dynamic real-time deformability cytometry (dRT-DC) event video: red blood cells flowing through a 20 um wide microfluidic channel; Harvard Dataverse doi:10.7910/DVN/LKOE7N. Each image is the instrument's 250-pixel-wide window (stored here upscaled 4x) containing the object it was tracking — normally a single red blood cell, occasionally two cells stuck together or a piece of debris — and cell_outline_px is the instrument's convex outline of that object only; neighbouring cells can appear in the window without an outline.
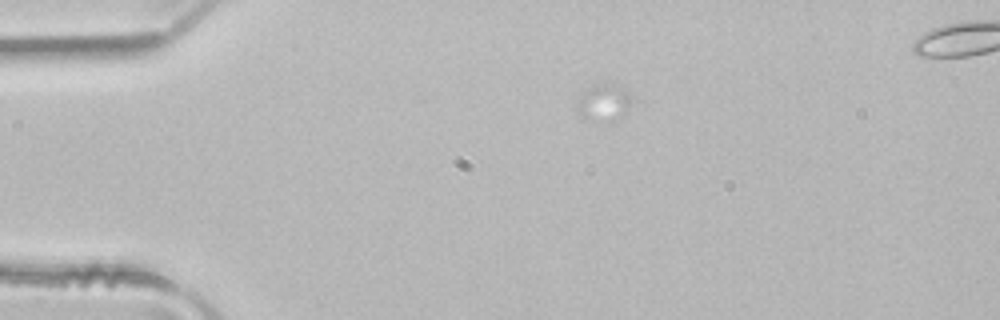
{"species": "common noctule bat (a hibernating species)", "species_latin": "Nyctalus noctula", "temperature_condition": "room temperature", "stored_images_in_passage": 3, "camera_frame_rate_fps": 3000, "um_per_image_px": 0.085, "animal": {"sex": "male", "body_mass_g": 21.5, "forearm_length_mm": 52.0}, "frame": {"image": 1, "passage_image": 1, "time_ms": 0.0, "image_size_px": [1000, 320], "cell_outline_px": [[632, 100], [628, 108], [620, 116], [580, 116], [576, 112], [576, 108], [580, 96], [592, 84], [612, 84], [624, 88], [628, 92]], "centroid_in_image_um": [51.31, 8.58], "position_along_channel_um": 33.7, "area_um2": 10.58}}